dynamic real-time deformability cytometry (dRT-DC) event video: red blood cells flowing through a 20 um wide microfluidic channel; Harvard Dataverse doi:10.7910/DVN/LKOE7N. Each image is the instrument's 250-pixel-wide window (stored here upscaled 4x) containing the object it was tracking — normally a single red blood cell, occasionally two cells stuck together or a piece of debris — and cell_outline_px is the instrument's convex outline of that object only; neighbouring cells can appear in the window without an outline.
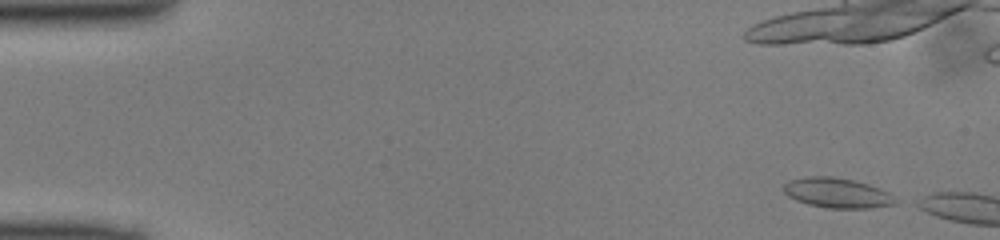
{"species": "common noctule bat (a hibernating species)", "species_latin": "Nyctalus noctula", "temperature_condition": "cold", "stored_images_in_passage": 9, "camera_frame_rate_fps": 3000, "um_per_image_px": 0.085, "animal": {"sex": "male", "body_mass_g": 13.0, "forearm_length_mm": 53.1}, "frame": {"image": 1, "passage_image": 1, "time_ms": 0.0, "image_size_px": [1000, 240], "cell_outline_px": [[900, 200], [896, 204], [868, 208], [828, 208], [808, 204], [796, 200], [788, 196], [784, 192], [784, 184], [788, 180], [804, 176], [832, 176], [852, 180], [868, 184], [880, 188], [888, 192]], "centroid_in_image_um": [71.17, 16.39], "position_along_channel_um": 13.8, "area_um2": 19.65}}